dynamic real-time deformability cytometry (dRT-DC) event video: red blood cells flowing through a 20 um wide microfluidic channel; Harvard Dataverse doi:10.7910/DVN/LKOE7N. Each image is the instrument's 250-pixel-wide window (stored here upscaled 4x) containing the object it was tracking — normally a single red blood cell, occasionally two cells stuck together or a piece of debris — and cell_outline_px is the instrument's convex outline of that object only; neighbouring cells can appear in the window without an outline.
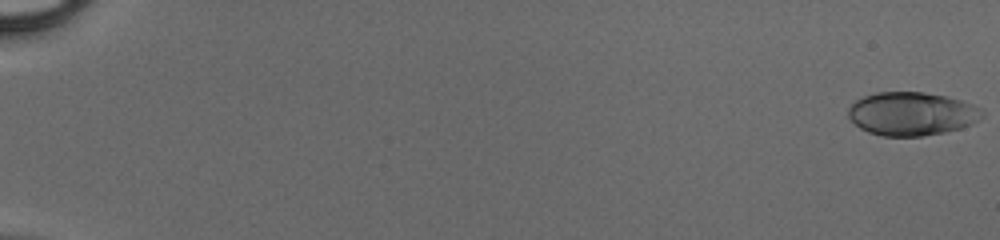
{"species": "human", "species_latin": "Homo sapiens", "temperature_condition": "cold", "stored_images_in_passage": 50, "camera_frame_rate_fps": 3000, "um_per_image_px": 0.085, "donor": {"sex": "male"}, "frame": {"image": 1, "passage_image": 1, "time_ms": 0.0, "image_size_px": [1000, 240], "cell_outline_px": [[984, 116], [972, 124], [960, 128], [944, 132], [920, 136], [880, 136], [868, 132], [860, 128], [848, 116], [848, 108], [856, 100], [864, 96], [876, 92], [924, 92], [944, 96], [960, 100], [972, 104], [980, 108], [984, 112]], "centroid_in_image_um": [77.49, 9.67], "position_along_channel_um": 7.5, "area_um2": 33.81}}
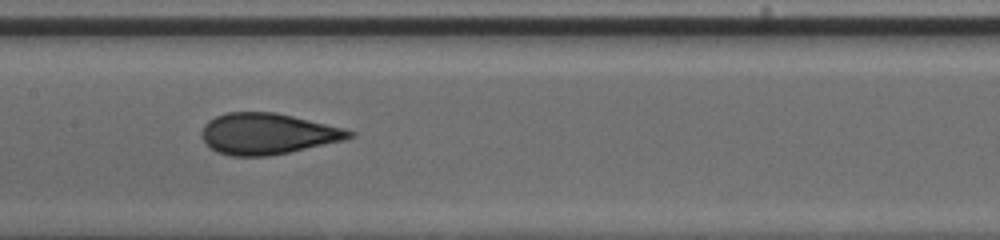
{"frame": {"image": 2, "passage_image": 28, "time_ms": 9.0, "image_size_px": [1000, 240], "cell_outline_px": [[356, 136], [344, 140], [288, 152], [268, 156], [228, 156], [216, 152], [204, 144], [200, 136], [200, 132], [204, 124], [208, 120], [216, 116], [228, 112], [276, 112], [344, 128], [356, 132]], "centroid_in_image_um": [22.7, 11.37], "position_along_channel_um": 184.7, "area_um2": 35.6}}
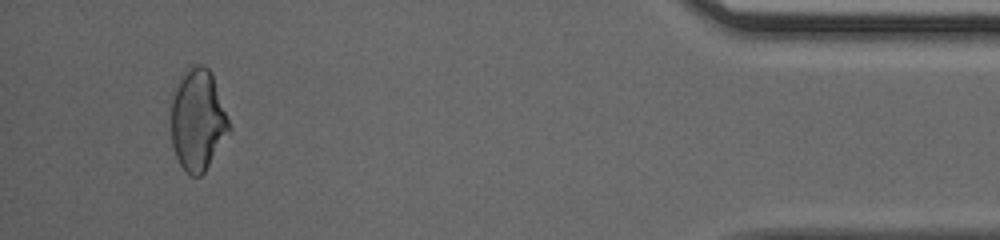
{"frame": {"image": 3, "passage_image": 48, "time_ms": 15.667, "image_size_px": [1000, 240], "cell_outline_px": [[232, 128], [204, 172], [200, 176], [192, 176], [184, 172], [176, 156], [172, 144], [168, 108], [172, 92], [184, 68], [192, 64], [204, 64], [208, 68], [212, 76]], "centroid_in_image_um": [16.74, 10.16], "position_along_channel_um": 418.5, "area_um2": 35.14}}